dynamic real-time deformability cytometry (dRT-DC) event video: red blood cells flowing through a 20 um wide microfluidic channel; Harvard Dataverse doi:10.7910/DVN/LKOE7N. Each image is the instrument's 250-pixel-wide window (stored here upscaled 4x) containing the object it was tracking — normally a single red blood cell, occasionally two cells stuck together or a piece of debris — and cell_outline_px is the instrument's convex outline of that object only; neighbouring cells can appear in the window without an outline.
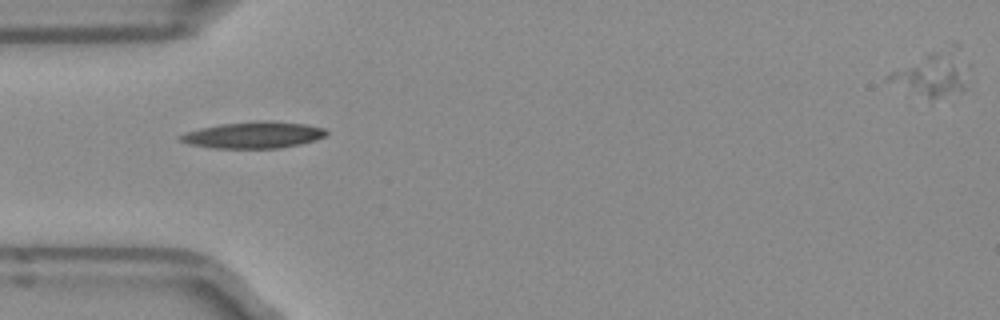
{"species": "Egyptian fruit bat (a non-hibernating species)", "species_latin": "Rousettus aegyptiacus", "temperature_condition": "room temperature", "stored_images_in_passage": 3, "camera_frame_rate_fps": 3000, "um_per_image_px": 0.085, "frame": {"image": 1, "passage_image": 1, "time_ms": 0.0, "image_size_px": [1000, 320], "cell_outline_px": [[328, 132], [324, 136], [316, 140], [300, 144], [280, 148], [212, 148], [188, 144], [180, 140], [176, 136], [200, 128], [220, 124], [256, 120], [268, 120], [304, 124], [324, 128]], "centroid_in_image_um": [21.53, 11.47], "position_along_channel_um": 63.5, "area_um2": 22.66}}
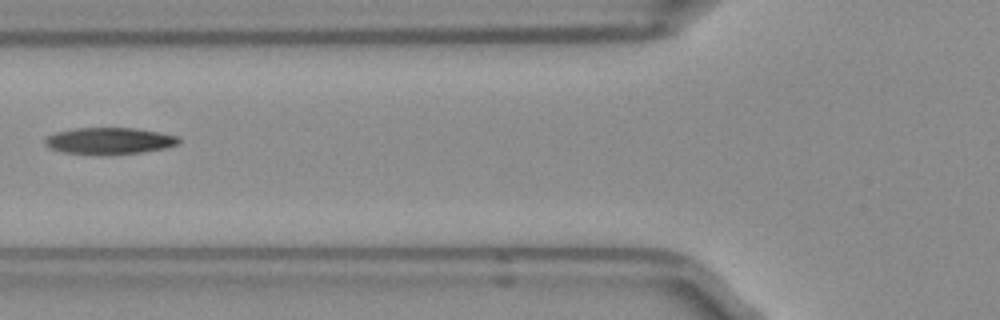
{"frame": {"image": 2, "passage_image": 2, "time_ms": 0.333, "image_size_px": [1000, 320], "cell_outline_px": [[180, 144], [164, 148], [140, 152], [64, 152], [48, 148], [44, 144], [44, 136], [56, 132], [76, 128], [132, 128], [160, 132], [180, 136]], "centroid_in_image_um": [9.3, 11.92], "position_along_channel_um": 116.5, "area_um2": 20.06}}